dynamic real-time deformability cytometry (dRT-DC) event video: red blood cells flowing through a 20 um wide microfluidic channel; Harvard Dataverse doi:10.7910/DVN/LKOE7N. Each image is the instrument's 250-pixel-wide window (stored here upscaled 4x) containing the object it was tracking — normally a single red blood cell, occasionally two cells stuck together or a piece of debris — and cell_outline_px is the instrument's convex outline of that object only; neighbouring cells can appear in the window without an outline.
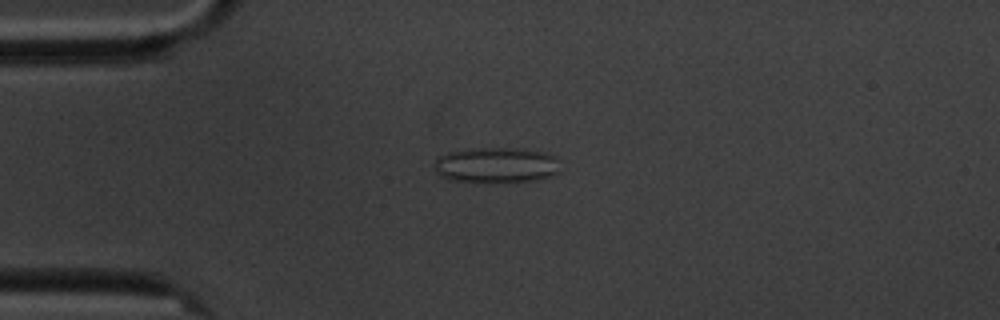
{"species": "common noctule bat (a hibernating species)", "species_latin": "Nyctalus noctula", "temperature_condition": "cold", "stored_images_in_passage": 7, "camera_frame_rate_fps": 3000, "um_per_image_px": 0.085, "animal": {"sex": "male", "body_mass_g": 20.1, "forearm_length_mm": 53.5}, "frame": {"image": 1, "passage_image": 4, "time_ms": 4.333, "image_size_px": [1000, 320], "cell_outline_px": [[560, 172], [536, 180], [452, 180], [440, 176], [436, 172], [432, 164], [436, 156], [448, 152], [476, 148], [516, 148], [540, 152], [556, 156]], "centroid_in_image_um": [42.12, 13.99], "position_along_channel_um": 42.9, "area_um2": 25.43}}
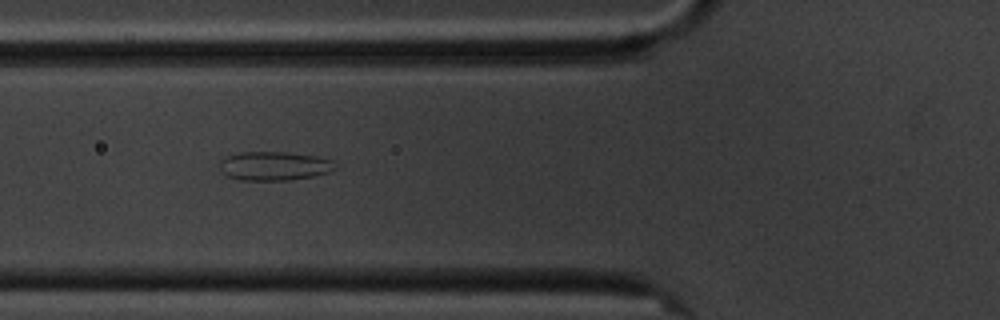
{"frame": {"image": 2, "passage_image": 6, "time_ms": 6.667, "image_size_px": [1000, 320], "cell_outline_px": [[336, 168], [328, 172], [312, 176], [288, 180], [240, 180], [228, 176], [220, 172], [220, 160], [228, 156], [240, 152], [284, 152], [316, 156], [332, 160]], "centroid_in_image_um": [23.27, 14.11], "position_along_channel_um": 102.5, "area_um2": 19.31}}